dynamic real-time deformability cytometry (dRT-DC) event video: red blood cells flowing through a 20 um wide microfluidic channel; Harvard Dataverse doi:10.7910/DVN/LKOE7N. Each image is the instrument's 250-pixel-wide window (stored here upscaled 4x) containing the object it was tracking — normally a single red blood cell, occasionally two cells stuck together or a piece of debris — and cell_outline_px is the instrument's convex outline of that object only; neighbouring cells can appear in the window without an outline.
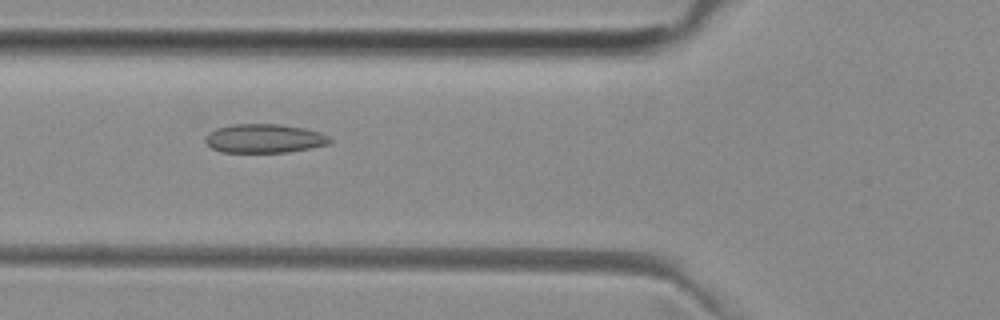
{"species": "common noctule bat (a hibernating species)", "species_latin": "Nyctalus noctula", "temperature_condition": "room temperature", "stored_images_in_passage": 44, "camera_frame_rate_fps": 3000, "um_per_image_px": 0.085, "animal": {"sex": "female", "body_mass_g": 29.2, "forearm_length_mm": 56.3}, "frame": {"image": 1, "passage_image": 11, "time_ms": 3.333, "image_size_px": [1000, 320], "cell_outline_px": [[332, 140], [328, 144], [288, 152], [224, 152], [212, 148], [204, 140], [208, 132], [216, 128], [232, 124], [276, 124], [304, 128], [320, 132], [328, 136]], "centroid_in_image_um": [22.44, 11.76], "position_along_channel_um": 103.4, "area_um2": 20.81}}
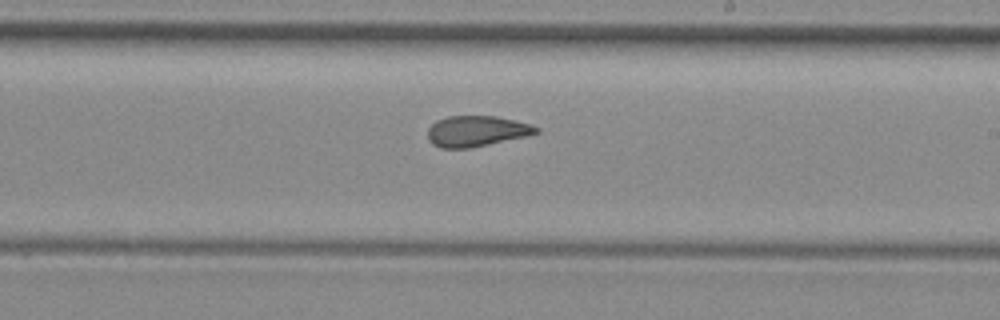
{"frame": {"image": 2, "passage_image": 22, "time_ms": 7.0, "image_size_px": [1000, 320], "cell_outline_px": [[540, 132], [524, 136], [468, 148], [440, 148], [432, 144], [428, 140], [428, 128], [436, 120], [448, 116], [496, 116], [532, 124], [540, 128]], "centroid_in_image_um": [40.48, 11.13], "position_along_channel_um": 248.5, "area_um2": 19.31}}
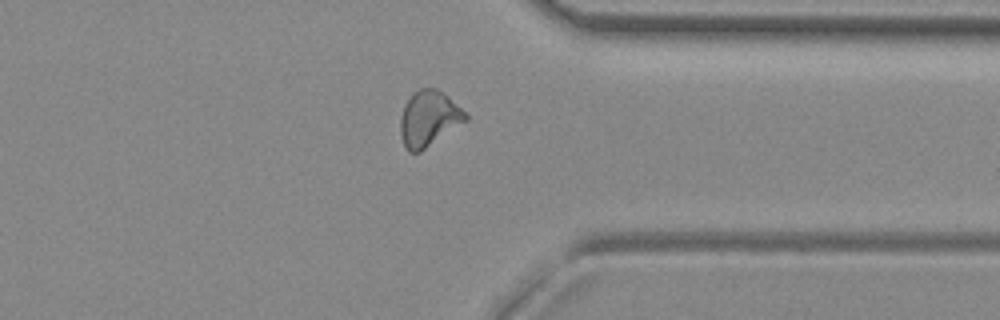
{"frame": {"image": 3, "passage_image": 32, "time_ms": 10.333, "image_size_px": [1000, 320], "cell_outline_px": [[468, 120], [420, 152], [408, 152], [404, 148], [400, 136], [400, 120], [404, 104], [412, 92], [420, 88], [436, 88], [448, 96], [468, 116]], "centroid_in_image_um": [36.41, 10.09], "position_along_channel_um": 375.0, "area_um2": 21.21}}